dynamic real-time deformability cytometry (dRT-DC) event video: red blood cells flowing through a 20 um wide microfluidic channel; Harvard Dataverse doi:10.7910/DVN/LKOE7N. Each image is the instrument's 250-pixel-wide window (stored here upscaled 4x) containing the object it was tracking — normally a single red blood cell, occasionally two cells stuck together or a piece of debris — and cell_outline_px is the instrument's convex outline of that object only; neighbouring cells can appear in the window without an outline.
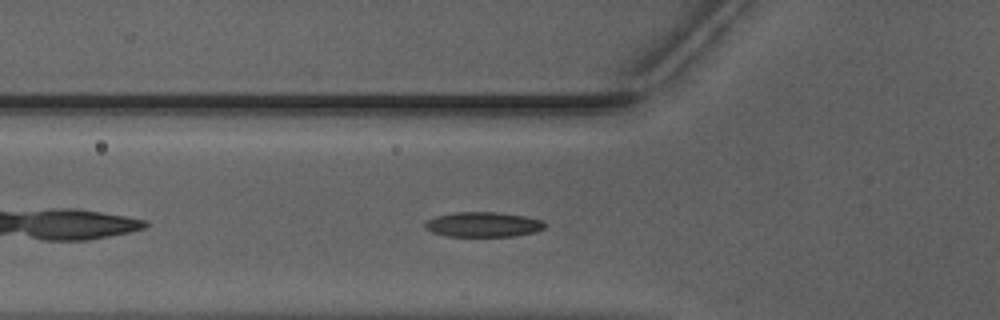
{"species": "Egyptian fruit bat (a non-hibernating species)", "species_latin": "Rousettus aegyptiacus", "temperature_condition": "warm", "stored_images_in_passage": 41, "camera_frame_rate_fps": 3000, "um_per_image_px": 0.085, "animal": {"sex": "male"}, "frame": {"image": 1, "passage_image": 6, "time_ms": 1.667, "image_size_px": [1000, 320], "cell_outline_px": [[544, 228], [536, 232], [512, 236], [444, 236], [432, 232], [424, 228], [424, 224], [428, 220], [436, 216], [452, 212], [500, 212], [524, 216], [544, 220]], "centroid_in_image_um": [41.06, 19.08], "position_along_channel_um": 84.7, "area_um2": 17.51}}
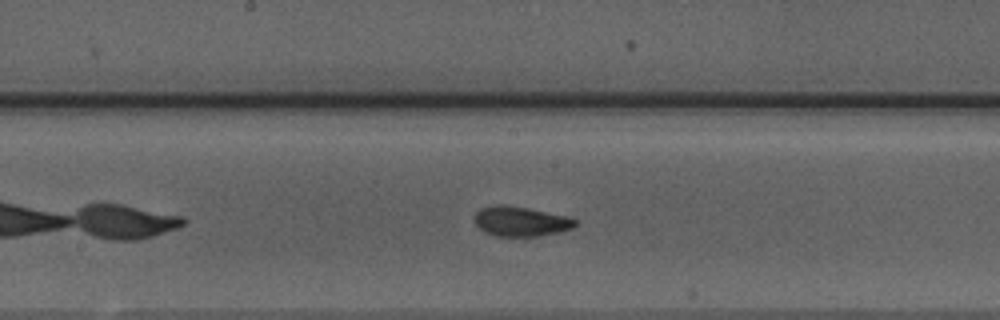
{"frame": {"image": 2, "passage_image": 15, "time_ms": 4.667, "image_size_px": [1000, 320], "cell_outline_px": [[580, 224], [572, 228], [560, 232], [540, 236], [496, 236], [484, 232], [476, 224], [476, 212], [480, 208], [492, 204], [500, 204], [528, 208], [568, 216], [576, 220]], "centroid_in_image_um": [44.29, 18.81], "position_along_channel_um": 203.9, "area_um2": 17.63}}
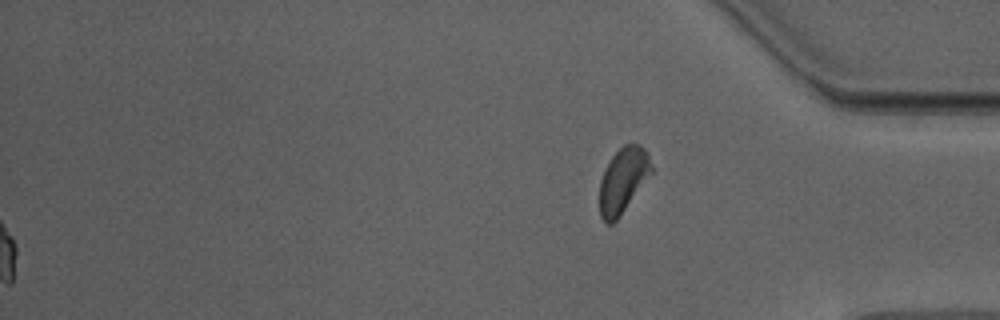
{"frame": {"image": 3, "passage_image": 41, "time_ms": 13.333, "image_size_px": [1000, 320], "cell_outline_px": [[652, 172], [620, 216], [612, 224], [608, 224], [600, 216], [600, 180], [612, 156], [624, 144], [640, 144], [648, 152], [652, 168]], "centroid_in_image_um": [52.96, 15.32], "position_along_channel_um": 382.2, "area_um2": 19.36}, "authors_computed_cell_mechanics": {"area_um2": 16.9932, "velocity_mm_per_s": 3.9628, "shape_relaxation_time_tau1_ms": 2.6486, "shape_relaxation_time_tau2_ms": 0.8696, "deformation_change_tau1": 0.1245, "deformation_change_tau2": 0.0618}}